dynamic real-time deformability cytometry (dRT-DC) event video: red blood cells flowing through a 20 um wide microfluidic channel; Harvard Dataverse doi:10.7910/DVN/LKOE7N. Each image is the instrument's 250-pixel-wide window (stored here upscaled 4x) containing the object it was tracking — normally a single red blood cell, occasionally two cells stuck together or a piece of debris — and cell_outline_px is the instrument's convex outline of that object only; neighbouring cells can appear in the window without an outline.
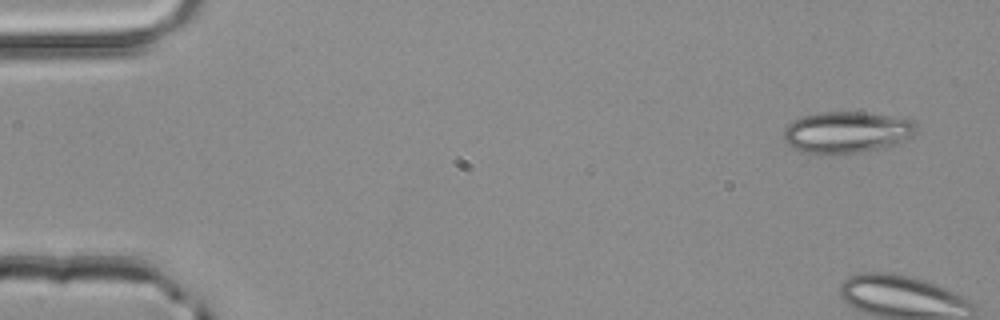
{"species": "common noctule bat (a hibernating species)", "species_latin": "Nyctalus noctula", "temperature_condition": "room temperature", "stored_images_in_passage": 5, "camera_frame_rate_fps": 3000, "um_per_image_px": 0.085, "animal": {"sex": "male", "body_mass_g": 20.4}, "frame": {"image": 1, "passage_image": 1, "time_ms": 0.0, "image_size_px": [1000, 320], "cell_outline_px": [[920, 124], [912, 136], [900, 144], [888, 148], [860, 152], [800, 152], [792, 148], [784, 140], [784, 128], [788, 124], [804, 116], [824, 112], [860, 112], [916, 120]], "centroid_in_image_um": [72.06, 11.24], "position_along_channel_um": 12.9, "area_um2": 31.96}}
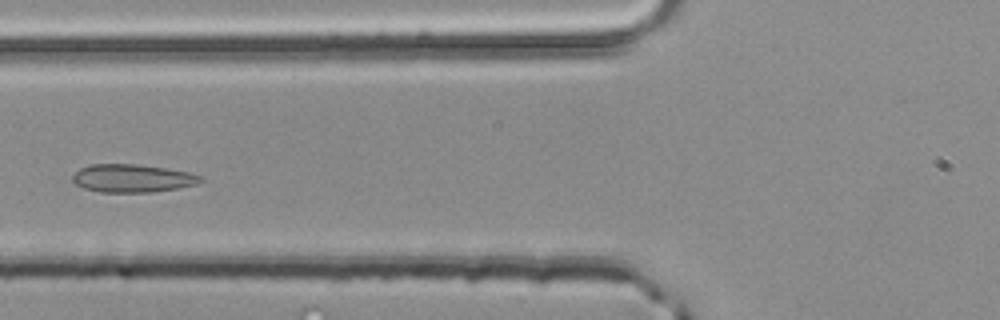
{"frame": {"image": 2, "passage_image": 5, "time_ms": 1.333, "image_size_px": [1000, 320], "cell_outline_px": [[204, 180], [196, 184], [176, 188], [152, 192], [100, 192], [84, 188], [76, 184], [72, 180], [72, 176], [80, 168], [88, 164], [136, 164], [164, 168], [188, 172], [200, 176]], "centroid_in_image_um": [11.21, 15.15], "position_along_channel_um": 114.6, "area_um2": 20.75}}